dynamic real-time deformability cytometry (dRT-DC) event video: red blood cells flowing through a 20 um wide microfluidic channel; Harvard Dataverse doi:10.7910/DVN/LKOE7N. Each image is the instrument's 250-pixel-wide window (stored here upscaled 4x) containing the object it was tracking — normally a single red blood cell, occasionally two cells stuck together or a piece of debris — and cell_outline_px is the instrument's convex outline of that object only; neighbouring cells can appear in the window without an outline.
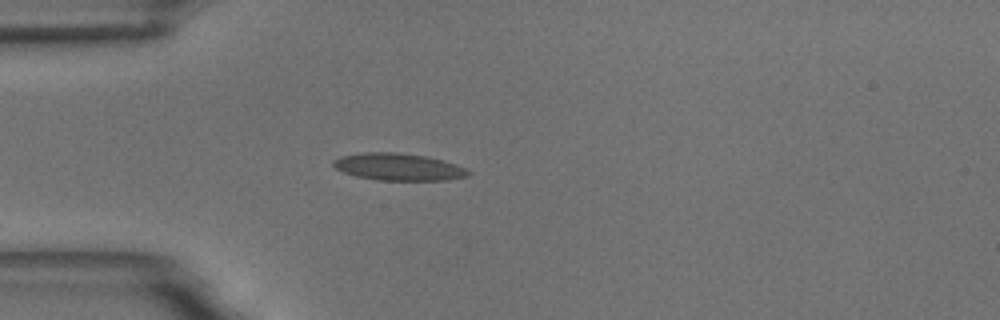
{"species": "common noctule bat (a hibernating species)", "species_latin": "Nyctalus noctula", "temperature_condition": "room temperature", "stored_images_in_passage": 7, "camera_frame_rate_fps": 3000, "um_per_image_px": 0.085, "animal": {"sex": "male", "body_mass_g": 18.8}, "frame": {"image": 1, "passage_image": 1, "time_ms": 0.0, "image_size_px": [1000, 320], "cell_outline_px": [[472, 172], [468, 176], [444, 180], [376, 180], [356, 176], [344, 172], [336, 168], [332, 164], [332, 160], [340, 156], [364, 152], [396, 152], [428, 156], [444, 160], [456, 164]], "centroid_in_image_um": [33.86, 14.18], "position_along_channel_um": 51.1, "area_um2": 21.44}}